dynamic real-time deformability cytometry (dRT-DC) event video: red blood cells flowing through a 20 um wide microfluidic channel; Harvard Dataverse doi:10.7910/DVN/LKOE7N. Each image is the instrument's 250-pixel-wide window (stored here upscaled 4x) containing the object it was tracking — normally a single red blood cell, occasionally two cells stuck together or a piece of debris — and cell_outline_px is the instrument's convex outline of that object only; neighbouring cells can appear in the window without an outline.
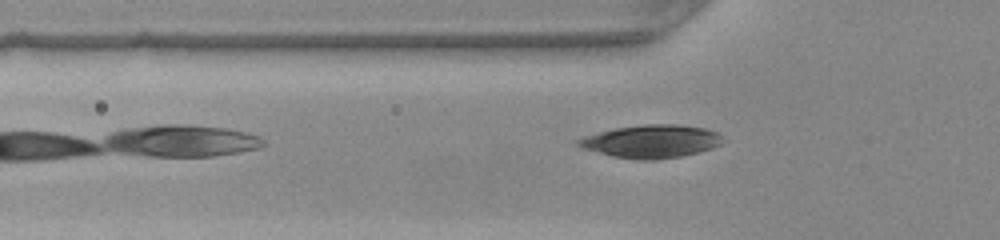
{"species": "common noctule bat (a hibernating species)", "species_latin": "Nyctalus noctula", "temperature_condition": "warm", "stored_images_in_passage": 31, "camera_frame_rate_fps": 3000, "um_per_image_px": 0.085, "animal": {"sex": "female", "body_mass_g": 22.0, "forearm_length_mm": 56.7}, "frame": {"image": 1, "passage_image": 5, "time_ms": 1.333, "image_size_px": [1000, 240], "cell_outline_px": [[720, 144], [712, 148], [680, 156], [652, 160], [640, 160], [612, 156], [584, 148], [576, 144], [576, 140], [584, 136], [616, 128], [644, 124], [676, 124], [704, 128], [716, 132], [720, 136]], "centroid_in_image_um": [55.33, 12.01], "position_along_channel_um": 70.5, "area_um2": 27.28}}
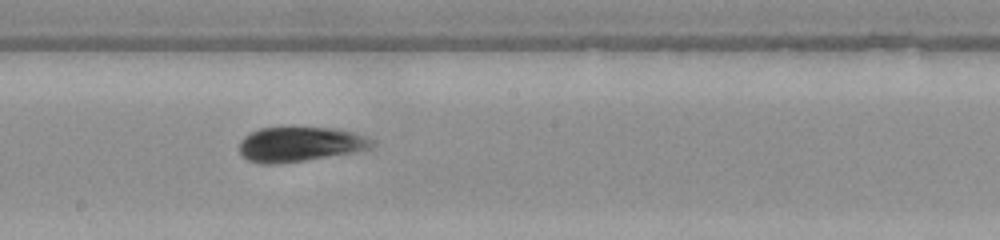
{"frame": {"image": 2, "passage_image": 16, "time_ms": 5.0, "image_size_px": [1000, 240], "cell_outline_px": [[376, 144], [372, 148], [356, 152], [304, 160], [276, 164], [260, 164], [248, 160], [240, 152], [240, 140], [244, 136], [260, 128], [336, 128], [356, 132], [368, 136]], "centroid_in_image_um": [25.55, 12.26], "position_along_channel_um": 222.6, "area_um2": 26.93}}
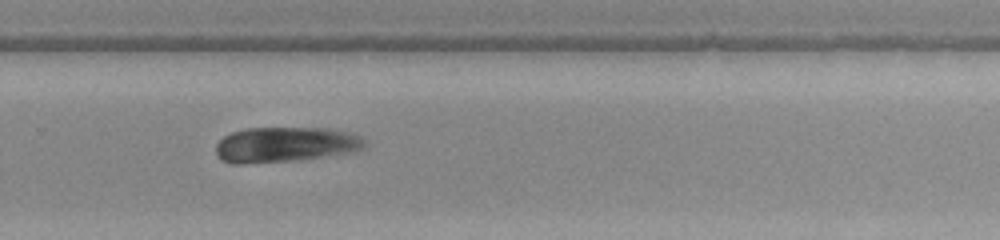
{"frame": {"image": 3, "passage_image": 22, "time_ms": 7.0, "image_size_px": [1000, 240], "cell_outline_px": [[364, 148], [348, 152], [292, 160], [244, 164], [232, 164], [220, 160], [216, 156], [216, 144], [224, 136], [232, 132], [244, 128], [328, 128], [348, 132], [360, 136], [364, 140]], "centroid_in_image_um": [24.16, 12.28], "position_along_channel_um": 305.6, "area_um2": 30.29}}